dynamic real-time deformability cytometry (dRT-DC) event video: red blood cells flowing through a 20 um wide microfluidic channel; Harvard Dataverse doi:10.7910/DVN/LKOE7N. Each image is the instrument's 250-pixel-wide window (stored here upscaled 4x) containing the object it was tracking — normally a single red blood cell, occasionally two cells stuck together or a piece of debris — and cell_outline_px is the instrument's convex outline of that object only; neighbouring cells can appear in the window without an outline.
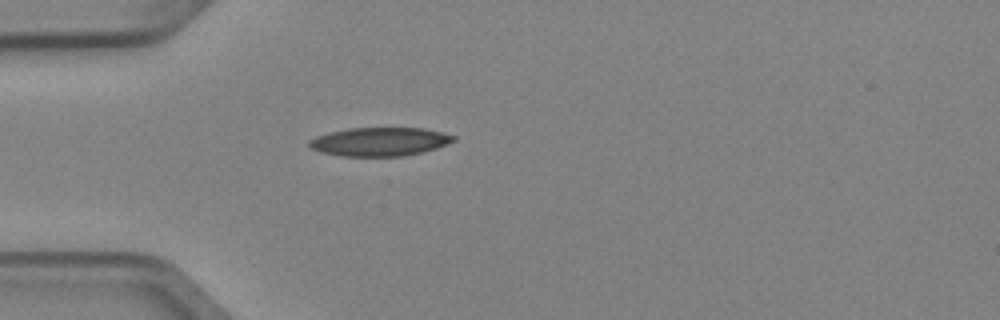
{"species": "Egyptian fruit bat (a non-hibernating species)", "species_latin": "Rousettus aegyptiacus", "temperature_condition": "cold", "stored_images_in_passage": 4, "camera_frame_rate_fps": 3000, "um_per_image_px": 0.085, "animal": {"sex": "female"}, "frame": {"image": 1, "passage_image": 4, "time_ms": 1.0, "image_size_px": [1000, 320], "cell_outline_px": [[456, 140], [448, 144], [436, 148], [404, 156], [340, 156], [320, 152], [312, 148], [308, 144], [308, 140], [316, 136], [328, 132], [348, 128], [424, 128], [456, 136]], "centroid_in_image_um": [32.25, 12.04], "position_along_channel_um": 52.7, "area_um2": 24.1}}